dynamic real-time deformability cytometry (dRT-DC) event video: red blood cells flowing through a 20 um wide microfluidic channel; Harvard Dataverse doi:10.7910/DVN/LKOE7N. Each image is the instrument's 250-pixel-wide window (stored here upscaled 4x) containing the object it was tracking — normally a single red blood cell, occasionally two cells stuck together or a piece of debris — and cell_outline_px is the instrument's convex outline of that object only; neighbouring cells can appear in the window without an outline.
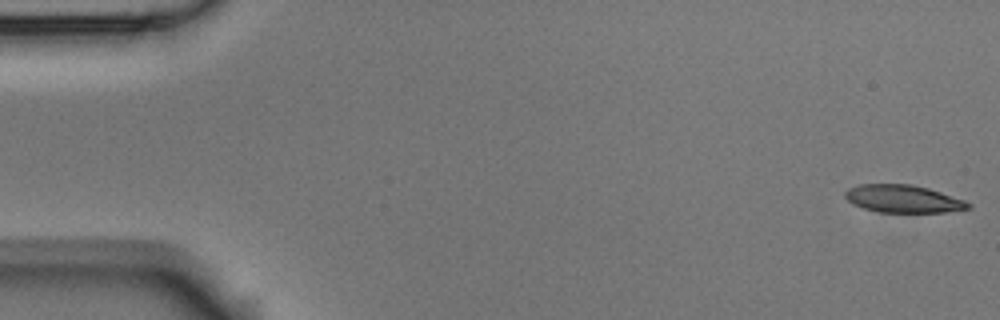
{"species": "Egyptian fruit bat (a non-hibernating species)", "species_latin": "Rousettus aegyptiacus", "temperature_condition": "room temperature", "stored_images_in_passage": 56, "camera_frame_rate_fps": 3000, "um_per_image_px": 0.085, "animal": {"sex": "male"}, "frame": {"image": 1, "passage_image": 1, "time_ms": 0.0, "image_size_px": [1000, 320], "cell_outline_px": [[972, 208], [944, 212], [880, 212], [864, 208], [852, 204], [844, 196], [844, 192], [848, 188], [860, 184], [912, 184], [928, 188], [964, 200], [972, 204]], "centroid_in_image_um": [76.76, 16.89], "position_along_channel_um": 8.2, "area_um2": 19.83}}
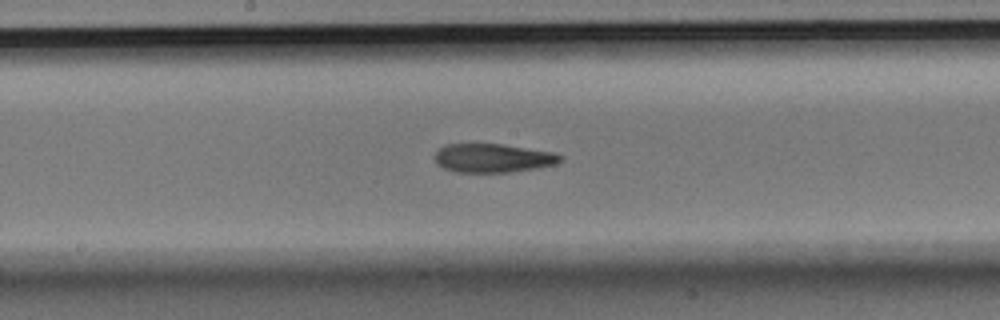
{"frame": {"image": 2, "passage_image": 29, "time_ms": 9.333, "image_size_px": [1000, 320], "cell_outline_px": [[564, 160], [556, 164], [536, 168], [508, 172], [456, 172], [444, 168], [436, 164], [432, 156], [444, 144], [504, 144], [556, 152], [564, 156]], "centroid_in_image_um": [41.92, 13.43], "position_along_channel_um": 206.3, "area_um2": 21.39}}
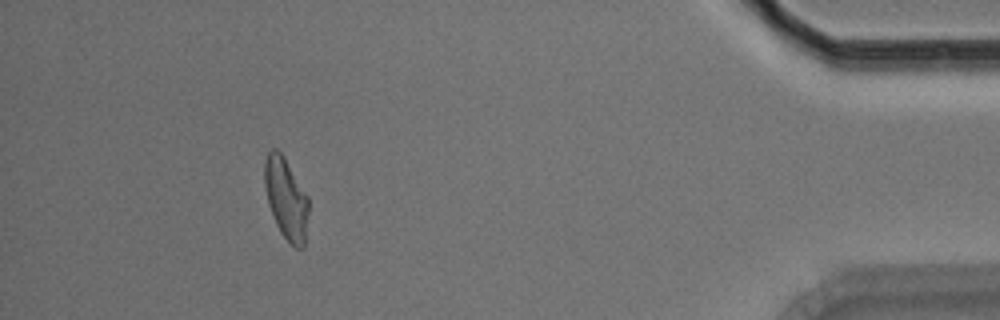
{"frame": {"image": 3, "passage_image": 51, "time_ms": 16.667, "image_size_px": [1000, 320], "cell_outline_px": [[308, 212], [304, 248], [296, 248], [280, 232], [276, 224], [268, 204], [264, 184], [264, 160], [268, 152], [272, 148], [276, 148], [284, 156], [308, 196]], "centroid_in_image_um": [24.3, 16.85], "position_along_channel_um": 410.9, "area_um2": 20.87}, "authors_computed_cell_mechanics": {"area_um2": 21.4149, "velocity_mm_per_s": 3.5795, "shape_relaxation_time_tau1_ms": 10.861, "shape_relaxation_time_tau2_ms": 5.8921, "deformation_change_tau1": 0.2773, "deformation_change_tau2": 0.129}}